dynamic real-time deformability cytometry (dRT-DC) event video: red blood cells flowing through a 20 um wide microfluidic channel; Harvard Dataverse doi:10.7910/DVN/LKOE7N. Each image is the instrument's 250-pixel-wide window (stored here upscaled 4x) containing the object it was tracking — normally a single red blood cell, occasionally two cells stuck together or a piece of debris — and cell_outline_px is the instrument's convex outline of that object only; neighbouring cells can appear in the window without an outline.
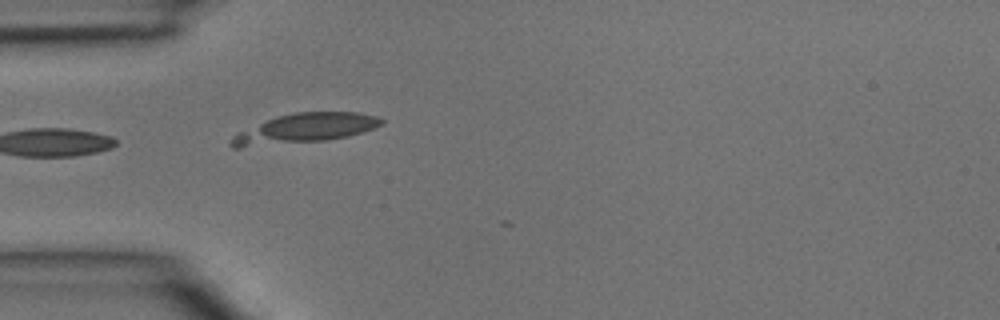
{"species": "common noctule bat (a hibernating species)", "species_latin": "Nyctalus noctula", "temperature_condition": "room temperature", "stored_images_in_passage": 1, "camera_frame_rate_fps": 3000, "um_per_image_px": 0.085, "animal": {"sex": "male", "body_mass_g": 15.6}, "frame": {"image": 1, "passage_image": 1, "time_ms": 0.0, "image_size_px": [1000, 320], "cell_outline_px": [[384, 124], [348, 136], [324, 140], [240, 148], [232, 148], [228, 144], [232, 136], [236, 132], [276, 116], [296, 112], [356, 112], [376, 116], [384, 120]], "centroid_in_image_um": [25.83, 10.92], "position_along_channel_um": 59.2, "area_um2": 25.84}}